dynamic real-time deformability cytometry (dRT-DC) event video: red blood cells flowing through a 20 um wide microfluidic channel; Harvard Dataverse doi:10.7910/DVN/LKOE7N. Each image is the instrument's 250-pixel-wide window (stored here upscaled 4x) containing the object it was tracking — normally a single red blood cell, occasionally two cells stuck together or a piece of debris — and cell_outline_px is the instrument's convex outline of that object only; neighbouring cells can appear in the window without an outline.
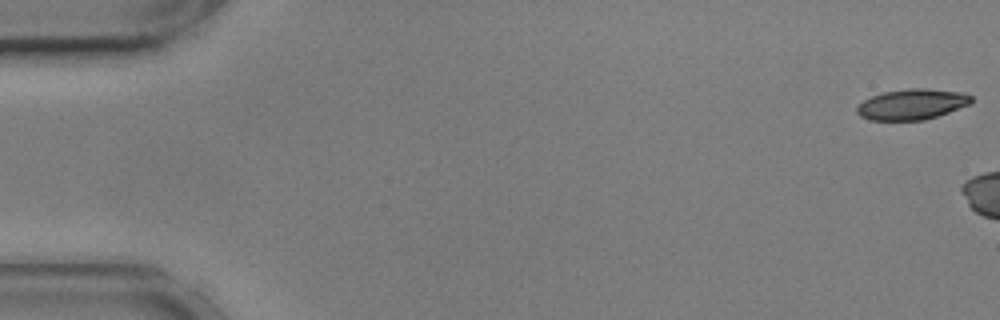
{"species": "common noctule bat (a hibernating species)", "species_latin": "Nyctalus noctula", "temperature_condition": "cold", "stored_images_in_passage": 6, "camera_frame_rate_fps": 3000, "um_per_image_px": 0.085, "animal": {"sex": "male", "body_mass_g": 17.9, "forearm_length_mm": 54.2}, "frame": {"image": 1, "passage_image": 1, "time_ms": 0.0, "image_size_px": [1000, 320], "cell_outline_px": [[972, 100], [968, 104], [948, 112], [924, 120], [868, 120], [860, 116], [856, 112], [856, 108], [864, 100], [872, 96], [884, 92], [908, 88], [928, 88], [964, 92], [972, 96]], "centroid_in_image_um": [77.5, 8.86], "position_along_channel_um": 7.5, "area_um2": 20.35}}